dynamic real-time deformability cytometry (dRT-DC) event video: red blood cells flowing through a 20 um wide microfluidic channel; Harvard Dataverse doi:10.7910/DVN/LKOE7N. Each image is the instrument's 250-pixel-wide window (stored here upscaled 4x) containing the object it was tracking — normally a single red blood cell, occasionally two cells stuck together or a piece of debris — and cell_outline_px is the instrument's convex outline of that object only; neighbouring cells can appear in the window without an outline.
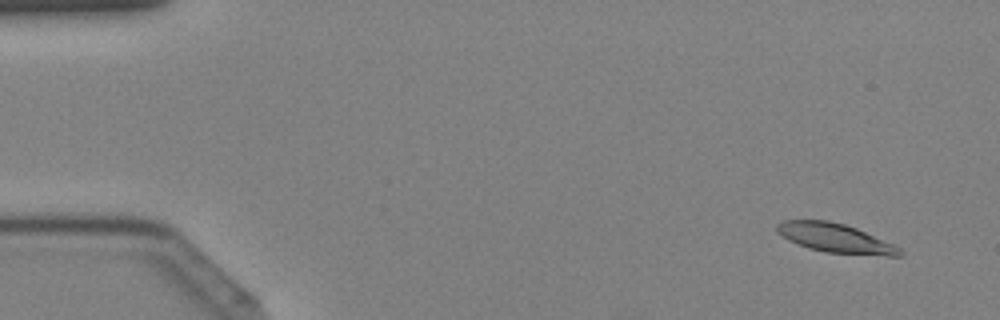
{"species": "Egyptian fruit bat (a non-hibernating species)", "species_latin": "Rousettus aegyptiacus", "temperature_condition": "cold", "stored_images_in_passage": 44, "camera_frame_rate_fps": 3000, "um_per_image_px": 0.085, "animal": {"sex": "female"}, "frame": {"image": 1, "passage_image": 3, "time_ms": 0.667, "image_size_px": [1000, 320], "cell_outline_px": [[904, 252], [900, 256], [888, 256], [824, 252], [808, 248], [788, 240], [776, 228], [776, 224], [784, 220], [828, 220], [844, 224], [856, 228], [892, 244], [900, 248]], "centroid_in_image_um": [71.01, 20.24], "position_along_channel_um": 14.0, "area_um2": 20.58}}
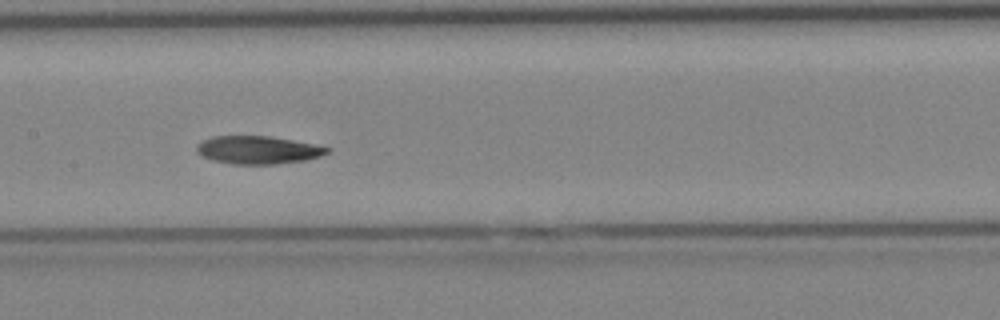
{"frame": {"image": 2, "passage_image": 22, "time_ms": 7.0, "image_size_px": [1000, 320], "cell_outline_px": [[332, 148], [328, 152], [320, 156], [304, 160], [276, 164], [232, 164], [212, 160], [196, 152], [196, 148], [204, 140], [212, 136], [268, 136], [292, 140]], "centroid_in_image_um": [21.92, 12.75], "position_along_channel_um": 185.5, "area_um2": 20.98}}
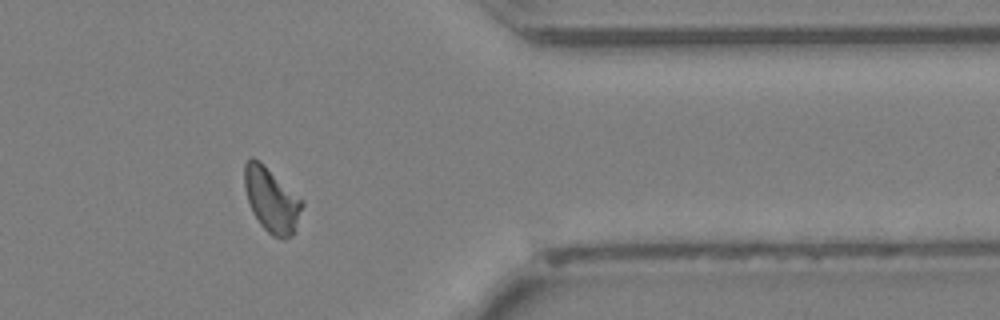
{"frame": {"image": 3, "passage_image": 36, "time_ms": 11.667, "image_size_px": [1000, 320], "cell_outline_px": [[304, 204], [292, 236], [284, 240], [272, 236], [260, 224], [252, 212], [244, 188], [244, 164], [252, 156], [260, 160], [304, 200]], "centroid_in_image_um": [23.08, 16.98], "position_along_channel_um": 388.3, "area_um2": 21.96}}